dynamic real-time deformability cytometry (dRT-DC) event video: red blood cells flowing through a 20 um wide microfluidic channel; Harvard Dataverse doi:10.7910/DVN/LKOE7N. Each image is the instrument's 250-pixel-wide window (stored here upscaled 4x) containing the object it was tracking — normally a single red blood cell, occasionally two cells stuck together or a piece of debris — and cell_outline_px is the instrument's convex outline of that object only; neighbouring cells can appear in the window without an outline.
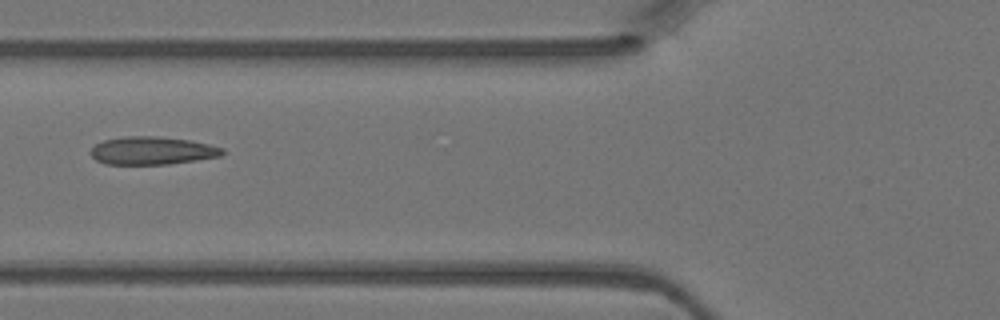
{"species": "Egyptian fruit bat (a non-hibernating species)", "species_latin": "Rousettus aegyptiacus", "temperature_condition": "warm", "stored_images_in_passage": 5, "camera_frame_rate_fps": 3000, "um_per_image_px": 0.085, "animal": {"sex": "female"}, "frame": {"image": 1, "passage_image": 5, "time_ms": 1.333, "image_size_px": [1000, 320], "cell_outline_px": [[224, 152], [220, 156], [196, 160], [168, 164], [104, 164], [96, 160], [88, 152], [96, 144], [104, 140], [124, 136], [156, 136], [188, 140], [208, 144], [224, 148]], "centroid_in_image_um": [12.9, 12.8], "position_along_channel_um": 112.9, "area_um2": 21.39}}